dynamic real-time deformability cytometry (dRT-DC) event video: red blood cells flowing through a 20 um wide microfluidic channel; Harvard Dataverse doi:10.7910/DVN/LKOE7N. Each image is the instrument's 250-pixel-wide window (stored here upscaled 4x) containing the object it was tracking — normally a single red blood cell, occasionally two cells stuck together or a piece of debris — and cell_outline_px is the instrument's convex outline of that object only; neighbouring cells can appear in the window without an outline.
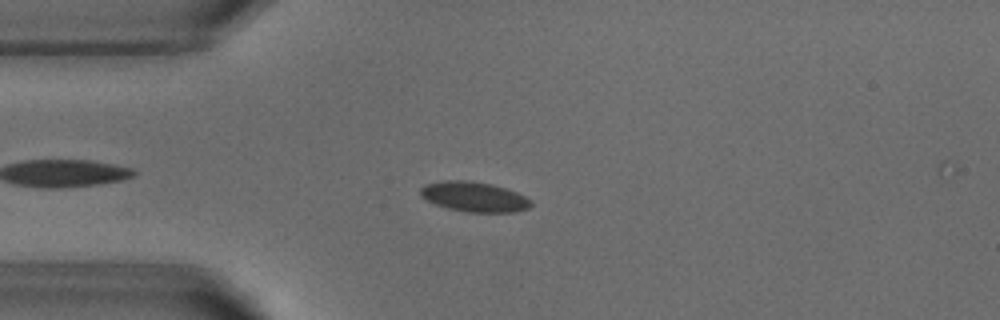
{"species": "common noctule bat (a hibernating species)", "species_latin": "Nyctalus noctula", "temperature_condition": "warm", "stored_images_in_passage": 10, "camera_frame_rate_fps": 3000, "um_per_image_px": 0.085, "animal": {"sex": "male", "body_mass_g": 18.8}, "frame": {"image": 1, "passage_image": 7, "time_ms": 2.0, "image_size_px": [1000, 320], "cell_outline_px": [[532, 204], [528, 208], [516, 212], [468, 212], [448, 208], [436, 204], [420, 196], [420, 188], [424, 184], [444, 180], [464, 180], [488, 184], [504, 188], [516, 192], [524, 196]], "centroid_in_image_um": [40.26, 16.73], "position_along_channel_um": 44.7, "area_um2": 19.02}}